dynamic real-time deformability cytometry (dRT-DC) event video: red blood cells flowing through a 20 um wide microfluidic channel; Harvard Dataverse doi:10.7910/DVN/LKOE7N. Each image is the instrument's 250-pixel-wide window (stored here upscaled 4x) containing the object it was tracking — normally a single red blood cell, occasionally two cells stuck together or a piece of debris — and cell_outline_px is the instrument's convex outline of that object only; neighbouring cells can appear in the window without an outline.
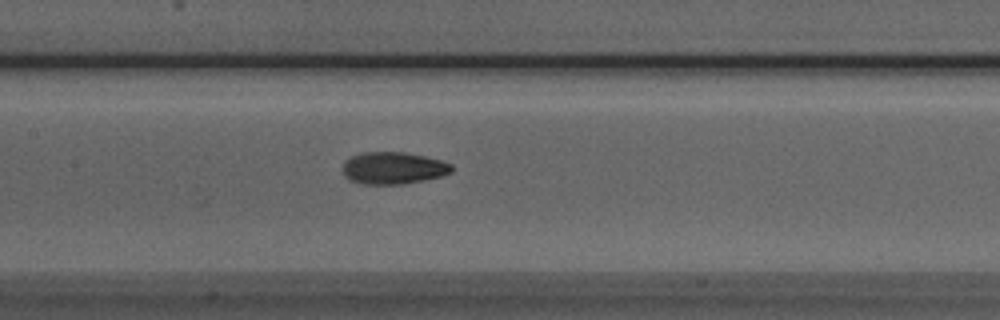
{"species": "Egyptian fruit bat (a non-hibernating species)", "species_latin": "Rousettus aegyptiacus", "temperature_condition": "room temperature", "stored_images_in_passage": 45, "camera_frame_rate_fps": 3000, "um_per_image_px": 0.085, "animal": {"sex": "male"}, "frame": {"image": 1, "passage_image": 18, "time_ms": 5.667, "image_size_px": [1000, 320], "cell_outline_px": [[452, 172], [440, 176], [424, 180], [404, 184], [364, 184], [348, 180], [344, 176], [340, 168], [344, 160], [360, 152], [404, 152], [424, 156], [440, 160], [452, 164]], "centroid_in_image_um": [33.36, 14.28], "position_along_channel_um": 174.0, "area_um2": 20.63}}
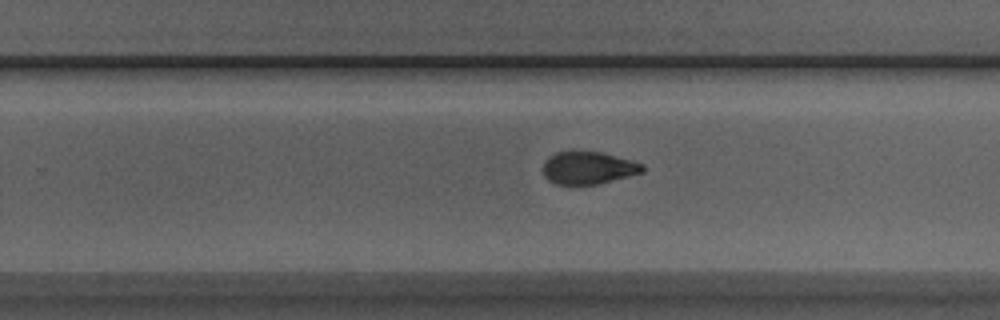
{"frame": {"image": 2, "passage_image": 26, "time_ms": 8.333, "image_size_px": [1000, 320], "cell_outline_px": [[644, 172], [600, 184], [556, 184], [548, 180], [544, 176], [544, 160], [548, 156], [556, 152], [600, 152], [632, 160], [644, 164]], "centroid_in_image_um": [50.02, 14.28], "position_along_channel_um": 279.8, "area_um2": 18.84}}
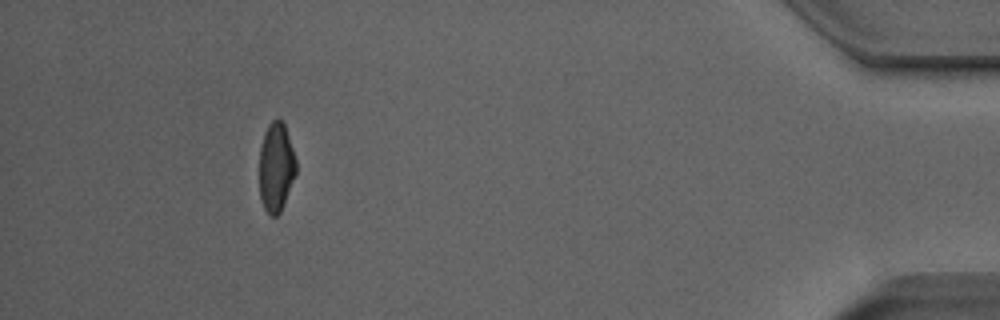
{"frame": {"image": 3, "passage_image": 41, "time_ms": 13.333, "image_size_px": [1000, 320], "cell_outline_px": [[296, 172], [284, 204], [280, 212], [276, 216], [272, 216], [264, 208], [260, 200], [260, 148], [264, 132], [268, 124], [272, 120], [280, 120], [284, 124], [296, 160]], "centroid_in_image_um": [23.46, 14.22], "position_along_channel_um": 411.7, "area_um2": 18.84}, "authors_computed_cell_mechanics": {"area_um2": 19.652, "velocity_mm_per_s": 3.9841, "shape_relaxation_time_tau1_ms": 8.272, "shape_relaxation_time_tau2_ms": 2.3169, "deformation_change_tau1": 0.2219, "deformation_change_tau2": 0.0857}}